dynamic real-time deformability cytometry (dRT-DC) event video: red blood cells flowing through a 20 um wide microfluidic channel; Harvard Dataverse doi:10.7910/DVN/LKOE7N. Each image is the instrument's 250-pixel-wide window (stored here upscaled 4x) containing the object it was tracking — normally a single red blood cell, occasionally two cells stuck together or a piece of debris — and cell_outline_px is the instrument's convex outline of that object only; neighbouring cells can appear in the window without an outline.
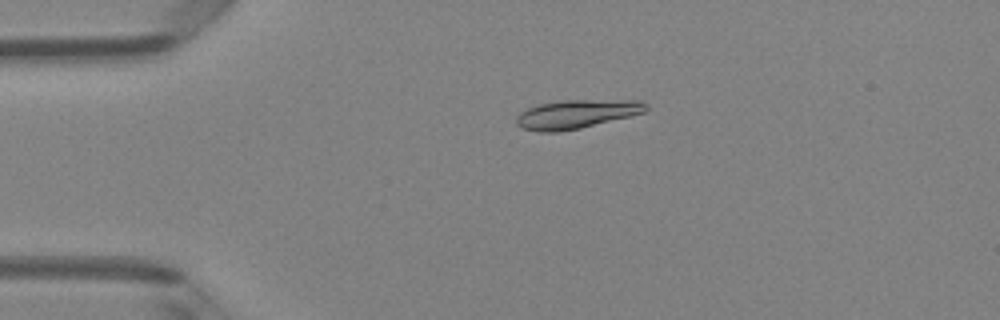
{"species": "Egyptian fruit bat (a non-hibernating species)", "species_latin": "Rousettus aegyptiacus", "temperature_condition": "room temperature", "stored_images_in_passage": 4, "camera_frame_rate_fps": 3000, "um_per_image_px": 0.085, "animal": {"sex": "female"}, "frame": {"image": 1, "passage_image": 3, "time_ms": 0.667, "image_size_px": [1000, 320], "cell_outline_px": [[648, 108], [644, 112], [632, 116], [580, 128], [556, 132], [540, 132], [524, 128], [516, 124], [516, 116], [520, 112], [528, 108], [540, 104], [560, 100], [640, 100], [648, 104]], "centroid_in_image_um": [49.03, 9.69], "position_along_channel_um": 36.0, "area_um2": 21.73}}